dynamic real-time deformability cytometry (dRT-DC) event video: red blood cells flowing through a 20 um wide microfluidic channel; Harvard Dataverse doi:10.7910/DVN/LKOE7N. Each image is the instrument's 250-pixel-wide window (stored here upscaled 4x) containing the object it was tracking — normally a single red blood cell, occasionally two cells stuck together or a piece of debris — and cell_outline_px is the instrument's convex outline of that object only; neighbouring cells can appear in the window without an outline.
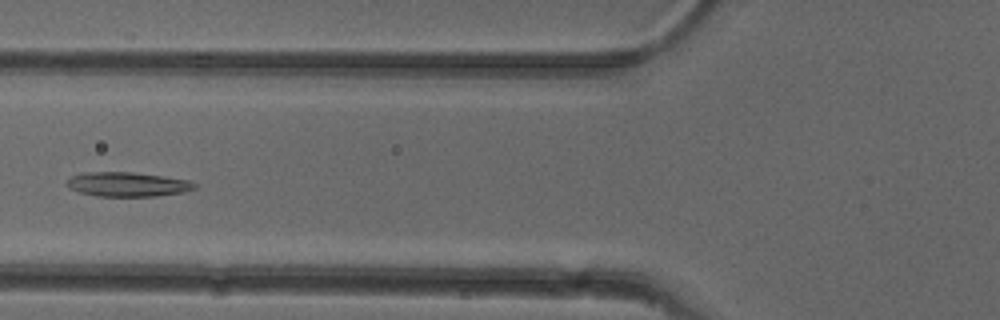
{"species": "common noctule bat (a hibernating species)", "species_latin": "Nyctalus noctula", "temperature_condition": "cold", "stored_images_in_passage": 4, "camera_frame_rate_fps": 3000, "um_per_image_px": 0.085, "animal": {"sex": "female"}, "frame": {"image": 1, "passage_image": 4, "time_ms": 3.333, "image_size_px": [1000, 320], "cell_outline_px": [[196, 188], [184, 192], [156, 196], [96, 196], [80, 192], [68, 188], [64, 184], [72, 176], [80, 172], [132, 172], [164, 176], [188, 180], [196, 184]], "centroid_in_image_um": [10.81, 15.66], "position_along_channel_um": 115.0, "area_um2": 18.26}}